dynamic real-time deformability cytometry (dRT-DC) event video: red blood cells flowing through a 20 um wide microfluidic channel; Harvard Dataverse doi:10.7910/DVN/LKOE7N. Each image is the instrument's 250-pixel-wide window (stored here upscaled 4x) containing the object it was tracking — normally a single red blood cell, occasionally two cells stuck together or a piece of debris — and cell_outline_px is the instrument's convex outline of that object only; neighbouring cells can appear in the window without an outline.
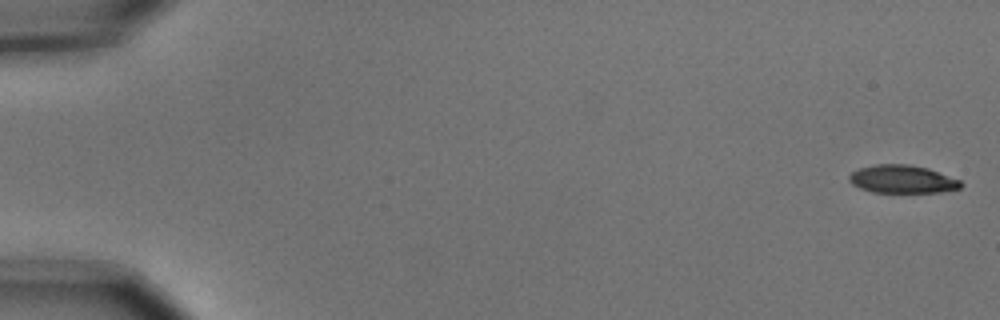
{"species": "common noctule bat (a hibernating species)", "species_latin": "Nyctalus noctula", "temperature_condition": "cold", "stored_images_in_passage": 6, "camera_frame_rate_fps": 3000, "um_per_image_px": 0.085, "animal": {"sex": "male", "body_mass_g": 15.6}, "frame": {"image": 1, "passage_image": 1, "time_ms": 0.0, "image_size_px": [1000, 320], "cell_outline_px": [[964, 184], [960, 188], [940, 192], [872, 192], [860, 188], [852, 184], [848, 180], [848, 176], [852, 172], [860, 168], [876, 164], [908, 164], [928, 168], [960, 180]], "centroid_in_image_um": [76.69, 15.23], "position_along_channel_um": 8.3, "area_um2": 18.21}}